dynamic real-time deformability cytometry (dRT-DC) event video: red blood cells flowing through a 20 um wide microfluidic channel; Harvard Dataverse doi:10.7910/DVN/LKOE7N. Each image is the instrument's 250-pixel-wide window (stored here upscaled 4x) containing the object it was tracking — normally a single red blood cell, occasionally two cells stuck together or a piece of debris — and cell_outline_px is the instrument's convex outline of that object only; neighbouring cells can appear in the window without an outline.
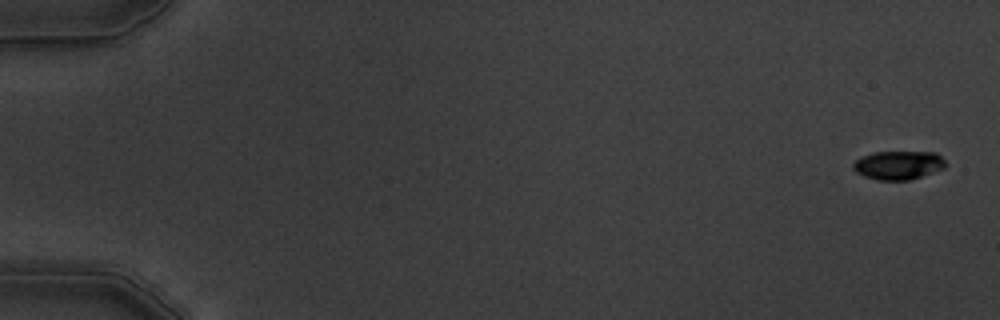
{"species": "common noctule bat (a hibernating species)", "species_latin": "Nyctalus noctula", "temperature_condition": "warm", "stored_images_in_passage": 6, "camera_frame_rate_fps": 3000, "um_per_image_px": 0.085, "animal": {"sex": "male", "body_mass_g": 19.5, "forearm_length_mm": 54.6}, "frame": {"image": 1, "passage_image": 1, "time_ms": 0.0, "image_size_px": [1000, 320], "cell_outline_px": [[948, 164], [944, 168], [908, 180], [876, 180], [864, 176], [856, 172], [852, 168], [852, 164], [856, 160], [872, 152], [936, 152]], "centroid_in_image_um": [76.35, 14.03], "position_along_channel_um": 8.7, "area_um2": 15.37}}
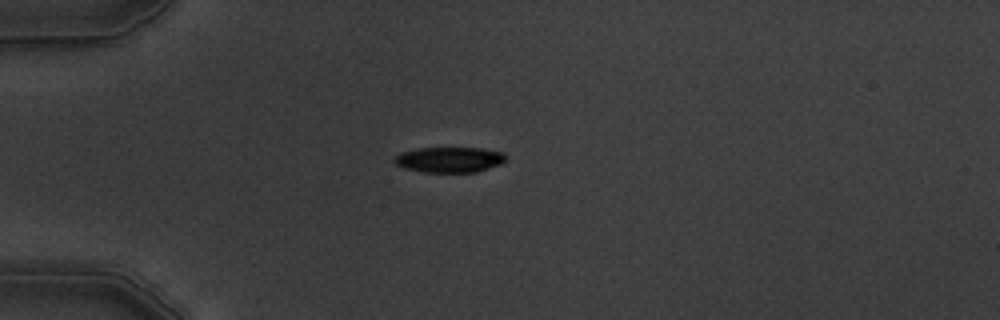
{"frame": {"image": 2, "passage_image": 5, "time_ms": 4.667, "image_size_px": [1000, 320], "cell_outline_px": [[504, 160], [500, 164], [476, 172], [424, 172], [404, 168], [396, 164], [392, 160], [400, 152], [416, 148], [480, 148], [500, 152], [504, 156]], "centroid_in_image_um": [38.13, 13.57], "position_along_channel_um": 46.9, "area_um2": 16.36}}